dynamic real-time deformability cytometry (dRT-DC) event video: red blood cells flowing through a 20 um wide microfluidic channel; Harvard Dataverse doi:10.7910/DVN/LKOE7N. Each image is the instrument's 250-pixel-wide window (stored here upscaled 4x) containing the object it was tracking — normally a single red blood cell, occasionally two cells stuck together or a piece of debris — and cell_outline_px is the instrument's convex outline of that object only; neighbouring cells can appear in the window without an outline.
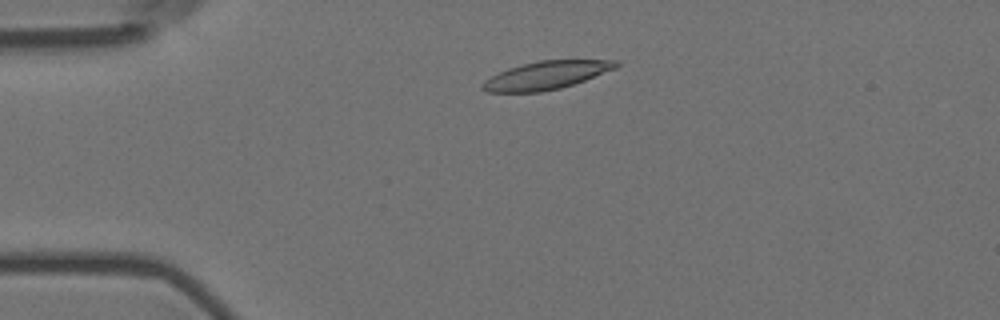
{"species": "Egyptian fruit bat (a non-hibernating species)", "species_latin": "Rousettus aegyptiacus", "temperature_condition": "room temperature", "stored_images_in_passage": 3, "camera_frame_rate_fps": 3000, "um_per_image_px": 0.085, "animal": {"sex": "female"}, "frame": {"image": 1, "passage_image": 2, "time_ms": 0.333, "image_size_px": [1000, 320], "cell_outline_px": [[620, 64], [616, 68], [584, 80], [560, 88], [540, 92], [488, 92], [480, 88], [480, 84], [484, 80], [508, 68], [540, 60], [620, 60]], "centroid_in_image_um": [46.41, 6.4], "position_along_channel_um": 38.6, "area_um2": 21.68}}